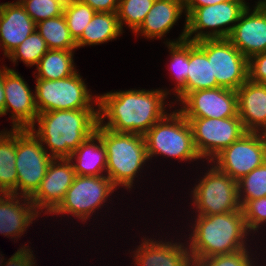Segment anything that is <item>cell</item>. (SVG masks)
<instances>
[{"label":"cell","instance_id":"cell-13","mask_svg":"<svg viewBox=\"0 0 266 266\" xmlns=\"http://www.w3.org/2000/svg\"><path fill=\"white\" fill-rule=\"evenodd\" d=\"M215 160V161H214ZM266 161V139L260 132H246L217 154L211 162L238 181Z\"/></svg>","mask_w":266,"mask_h":266},{"label":"cell","instance_id":"cell-12","mask_svg":"<svg viewBox=\"0 0 266 266\" xmlns=\"http://www.w3.org/2000/svg\"><path fill=\"white\" fill-rule=\"evenodd\" d=\"M191 126L196 151L208 163L247 131L239 116L228 118H186Z\"/></svg>","mask_w":266,"mask_h":266},{"label":"cell","instance_id":"cell-42","mask_svg":"<svg viewBox=\"0 0 266 266\" xmlns=\"http://www.w3.org/2000/svg\"><path fill=\"white\" fill-rule=\"evenodd\" d=\"M257 4L259 5H262V6H266V0H259L258 2H256Z\"/></svg>","mask_w":266,"mask_h":266},{"label":"cell","instance_id":"cell-15","mask_svg":"<svg viewBox=\"0 0 266 266\" xmlns=\"http://www.w3.org/2000/svg\"><path fill=\"white\" fill-rule=\"evenodd\" d=\"M5 105L4 115L10 110L12 128L30 129L36 121L38 110L35 95L24 79L11 68L4 66Z\"/></svg>","mask_w":266,"mask_h":266},{"label":"cell","instance_id":"cell-41","mask_svg":"<svg viewBox=\"0 0 266 266\" xmlns=\"http://www.w3.org/2000/svg\"><path fill=\"white\" fill-rule=\"evenodd\" d=\"M3 85H4V67L0 69V116L4 115V105H5V90Z\"/></svg>","mask_w":266,"mask_h":266},{"label":"cell","instance_id":"cell-31","mask_svg":"<svg viewBox=\"0 0 266 266\" xmlns=\"http://www.w3.org/2000/svg\"><path fill=\"white\" fill-rule=\"evenodd\" d=\"M96 11L79 0H66L63 15L66 19L71 37L76 42L84 28L92 20Z\"/></svg>","mask_w":266,"mask_h":266},{"label":"cell","instance_id":"cell-14","mask_svg":"<svg viewBox=\"0 0 266 266\" xmlns=\"http://www.w3.org/2000/svg\"><path fill=\"white\" fill-rule=\"evenodd\" d=\"M177 109L185 118H228L238 116L237 93L222 87L188 93Z\"/></svg>","mask_w":266,"mask_h":266},{"label":"cell","instance_id":"cell-20","mask_svg":"<svg viewBox=\"0 0 266 266\" xmlns=\"http://www.w3.org/2000/svg\"><path fill=\"white\" fill-rule=\"evenodd\" d=\"M38 215L39 213L35 210L30 197L0 193L1 234L11 238H19L26 232V228L32 224V221L38 218Z\"/></svg>","mask_w":266,"mask_h":266},{"label":"cell","instance_id":"cell-33","mask_svg":"<svg viewBox=\"0 0 266 266\" xmlns=\"http://www.w3.org/2000/svg\"><path fill=\"white\" fill-rule=\"evenodd\" d=\"M238 191L241 205L266 196V161L238 180Z\"/></svg>","mask_w":266,"mask_h":266},{"label":"cell","instance_id":"cell-27","mask_svg":"<svg viewBox=\"0 0 266 266\" xmlns=\"http://www.w3.org/2000/svg\"><path fill=\"white\" fill-rule=\"evenodd\" d=\"M73 50H48L36 65V79L57 80L70 77L77 72Z\"/></svg>","mask_w":266,"mask_h":266},{"label":"cell","instance_id":"cell-4","mask_svg":"<svg viewBox=\"0 0 266 266\" xmlns=\"http://www.w3.org/2000/svg\"><path fill=\"white\" fill-rule=\"evenodd\" d=\"M95 132L106 148V175L116 188L130 191L142 165L149 160L144 135L114 132L99 124Z\"/></svg>","mask_w":266,"mask_h":266},{"label":"cell","instance_id":"cell-17","mask_svg":"<svg viewBox=\"0 0 266 266\" xmlns=\"http://www.w3.org/2000/svg\"><path fill=\"white\" fill-rule=\"evenodd\" d=\"M241 13L228 39L247 58L266 51V6L256 3Z\"/></svg>","mask_w":266,"mask_h":266},{"label":"cell","instance_id":"cell-7","mask_svg":"<svg viewBox=\"0 0 266 266\" xmlns=\"http://www.w3.org/2000/svg\"><path fill=\"white\" fill-rule=\"evenodd\" d=\"M34 95L38 113L94 109L93 103L98 105V96L93 97L78 71L63 79H36Z\"/></svg>","mask_w":266,"mask_h":266},{"label":"cell","instance_id":"cell-24","mask_svg":"<svg viewBox=\"0 0 266 266\" xmlns=\"http://www.w3.org/2000/svg\"><path fill=\"white\" fill-rule=\"evenodd\" d=\"M218 88L217 80H212L211 61L195 44L189 41V67L185 85L175 94L180 101L190 92Z\"/></svg>","mask_w":266,"mask_h":266},{"label":"cell","instance_id":"cell-5","mask_svg":"<svg viewBox=\"0 0 266 266\" xmlns=\"http://www.w3.org/2000/svg\"><path fill=\"white\" fill-rule=\"evenodd\" d=\"M148 158L164 155L181 161L202 159L196 151L188 120L175 110L156 122L145 134Z\"/></svg>","mask_w":266,"mask_h":266},{"label":"cell","instance_id":"cell-11","mask_svg":"<svg viewBox=\"0 0 266 266\" xmlns=\"http://www.w3.org/2000/svg\"><path fill=\"white\" fill-rule=\"evenodd\" d=\"M195 44L211 61L212 80L218 87L236 91L248 80V59L228 38L203 39Z\"/></svg>","mask_w":266,"mask_h":266},{"label":"cell","instance_id":"cell-23","mask_svg":"<svg viewBox=\"0 0 266 266\" xmlns=\"http://www.w3.org/2000/svg\"><path fill=\"white\" fill-rule=\"evenodd\" d=\"M68 159L75 175L103 176V172H106V148L96 132L74 150Z\"/></svg>","mask_w":266,"mask_h":266},{"label":"cell","instance_id":"cell-36","mask_svg":"<svg viewBox=\"0 0 266 266\" xmlns=\"http://www.w3.org/2000/svg\"><path fill=\"white\" fill-rule=\"evenodd\" d=\"M243 217L250 233L258 232L262 223L266 224V196L245 201L241 205ZM252 231V232H251Z\"/></svg>","mask_w":266,"mask_h":266},{"label":"cell","instance_id":"cell-43","mask_svg":"<svg viewBox=\"0 0 266 266\" xmlns=\"http://www.w3.org/2000/svg\"><path fill=\"white\" fill-rule=\"evenodd\" d=\"M262 136L266 139V127L265 129L261 132Z\"/></svg>","mask_w":266,"mask_h":266},{"label":"cell","instance_id":"cell-8","mask_svg":"<svg viewBox=\"0 0 266 266\" xmlns=\"http://www.w3.org/2000/svg\"><path fill=\"white\" fill-rule=\"evenodd\" d=\"M46 148L30 129H16L17 195L31 197L40 187L54 159Z\"/></svg>","mask_w":266,"mask_h":266},{"label":"cell","instance_id":"cell-1","mask_svg":"<svg viewBox=\"0 0 266 266\" xmlns=\"http://www.w3.org/2000/svg\"><path fill=\"white\" fill-rule=\"evenodd\" d=\"M168 94L165 89H131L100 94L98 124L114 132L144 135L168 114L164 109L168 105L165 104Z\"/></svg>","mask_w":266,"mask_h":266},{"label":"cell","instance_id":"cell-37","mask_svg":"<svg viewBox=\"0 0 266 266\" xmlns=\"http://www.w3.org/2000/svg\"><path fill=\"white\" fill-rule=\"evenodd\" d=\"M248 80L266 84V51L248 59Z\"/></svg>","mask_w":266,"mask_h":266},{"label":"cell","instance_id":"cell-26","mask_svg":"<svg viewBox=\"0 0 266 266\" xmlns=\"http://www.w3.org/2000/svg\"><path fill=\"white\" fill-rule=\"evenodd\" d=\"M16 129L0 137V193L17 195Z\"/></svg>","mask_w":266,"mask_h":266},{"label":"cell","instance_id":"cell-18","mask_svg":"<svg viewBox=\"0 0 266 266\" xmlns=\"http://www.w3.org/2000/svg\"><path fill=\"white\" fill-rule=\"evenodd\" d=\"M36 23L20 2L0 3V47L8 57L31 33Z\"/></svg>","mask_w":266,"mask_h":266},{"label":"cell","instance_id":"cell-35","mask_svg":"<svg viewBox=\"0 0 266 266\" xmlns=\"http://www.w3.org/2000/svg\"><path fill=\"white\" fill-rule=\"evenodd\" d=\"M248 248L240 251L196 259L193 266H255Z\"/></svg>","mask_w":266,"mask_h":266},{"label":"cell","instance_id":"cell-29","mask_svg":"<svg viewBox=\"0 0 266 266\" xmlns=\"http://www.w3.org/2000/svg\"><path fill=\"white\" fill-rule=\"evenodd\" d=\"M167 47L171 53L170 68L174 74L176 94L186 83L189 67V41L185 39H177L176 41H166Z\"/></svg>","mask_w":266,"mask_h":266},{"label":"cell","instance_id":"cell-28","mask_svg":"<svg viewBox=\"0 0 266 266\" xmlns=\"http://www.w3.org/2000/svg\"><path fill=\"white\" fill-rule=\"evenodd\" d=\"M36 30L49 50H75L76 42L70 35L64 15L49 18L36 24Z\"/></svg>","mask_w":266,"mask_h":266},{"label":"cell","instance_id":"cell-25","mask_svg":"<svg viewBox=\"0 0 266 266\" xmlns=\"http://www.w3.org/2000/svg\"><path fill=\"white\" fill-rule=\"evenodd\" d=\"M116 12H96L76 41L77 49L86 45H99L115 40L122 34Z\"/></svg>","mask_w":266,"mask_h":266},{"label":"cell","instance_id":"cell-19","mask_svg":"<svg viewBox=\"0 0 266 266\" xmlns=\"http://www.w3.org/2000/svg\"><path fill=\"white\" fill-rule=\"evenodd\" d=\"M145 238L133 251L135 266H193L188 245Z\"/></svg>","mask_w":266,"mask_h":266},{"label":"cell","instance_id":"cell-30","mask_svg":"<svg viewBox=\"0 0 266 266\" xmlns=\"http://www.w3.org/2000/svg\"><path fill=\"white\" fill-rule=\"evenodd\" d=\"M155 0H119L117 17L121 30L126 24L135 32L144 22Z\"/></svg>","mask_w":266,"mask_h":266},{"label":"cell","instance_id":"cell-2","mask_svg":"<svg viewBox=\"0 0 266 266\" xmlns=\"http://www.w3.org/2000/svg\"><path fill=\"white\" fill-rule=\"evenodd\" d=\"M97 124L98 109L54 110L39 113L30 131L48 146L50 156L69 158L95 132Z\"/></svg>","mask_w":266,"mask_h":266},{"label":"cell","instance_id":"cell-10","mask_svg":"<svg viewBox=\"0 0 266 266\" xmlns=\"http://www.w3.org/2000/svg\"><path fill=\"white\" fill-rule=\"evenodd\" d=\"M116 189L107 175H75L63 201L51 214H71L82 220L81 222L87 221L92 213L102 208L101 206L107 202L109 195Z\"/></svg>","mask_w":266,"mask_h":266},{"label":"cell","instance_id":"cell-38","mask_svg":"<svg viewBox=\"0 0 266 266\" xmlns=\"http://www.w3.org/2000/svg\"><path fill=\"white\" fill-rule=\"evenodd\" d=\"M24 245L12 255L2 266H36V260L33 251ZM35 261V262H34Z\"/></svg>","mask_w":266,"mask_h":266},{"label":"cell","instance_id":"cell-6","mask_svg":"<svg viewBox=\"0 0 266 266\" xmlns=\"http://www.w3.org/2000/svg\"><path fill=\"white\" fill-rule=\"evenodd\" d=\"M247 4L245 0H228L196 8L185 18L183 32L178 38L192 42L203 39L228 38L241 13L247 8ZM227 25L230 26L226 27ZM208 28L211 31H204Z\"/></svg>","mask_w":266,"mask_h":266},{"label":"cell","instance_id":"cell-34","mask_svg":"<svg viewBox=\"0 0 266 266\" xmlns=\"http://www.w3.org/2000/svg\"><path fill=\"white\" fill-rule=\"evenodd\" d=\"M66 0H21V5L37 24L40 21L61 16Z\"/></svg>","mask_w":266,"mask_h":266},{"label":"cell","instance_id":"cell-40","mask_svg":"<svg viewBox=\"0 0 266 266\" xmlns=\"http://www.w3.org/2000/svg\"><path fill=\"white\" fill-rule=\"evenodd\" d=\"M228 0H184L186 17L196 8L218 4Z\"/></svg>","mask_w":266,"mask_h":266},{"label":"cell","instance_id":"cell-3","mask_svg":"<svg viewBox=\"0 0 266 266\" xmlns=\"http://www.w3.org/2000/svg\"><path fill=\"white\" fill-rule=\"evenodd\" d=\"M187 240L191 260L230 254L246 249L249 233L242 210L214 215H197Z\"/></svg>","mask_w":266,"mask_h":266},{"label":"cell","instance_id":"cell-44","mask_svg":"<svg viewBox=\"0 0 266 266\" xmlns=\"http://www.w3.org/2000/svg\"><path fill=\"white\" fill-rule=\"evenodd\" d=\"M0 255H1V257L3 256L2 254H0ZM1 257H0V266H2V263L4 262V261H3L4 258H3V257L1 258Z\"/></svg>","mask_w":266,"mask_h":266},{"label":"cell","instance_id":"cell-32","mask_svg":"<svg viewBox=\"0 0 266 266\" xmlns=\"http://www.w3.org/2000/svg\"><path fill=\"white\" fill-rule=\"evenodd\" d=\"M49 50L45 40L35 30L9 56L14 64L21 60L27 66L37 65L42 56Z\"/></svg>","mask_w":266,"mask_h":266},{"label":"cell","instance_id":"cell-21","mask_svg":"<svg viewBox=\"0 0 266 266\" xmlns=\"http://www.w3.org/2000/svg\"><path fill=\"white\" fill-rule=\"evenodd\" d=\"M238 116L247 132L266 127V84L247 80L237 90Z\"/></svg>","mask_w":266,"mask_h":266},{"label":"cell","instance_id":"cell-9","mask_svg":"<svg viewBox=\"0 0 266 266\" xmlns=\"http://www.w3.org/2000/svg\"><path fill=\"white\" fill-rule=\"evenodd\" d=\"M211 166L191 191L197 215L209 216L240 210L238 181L214 164Z\"/></svg>","mask_w":266,"mask_h":266},{"label":"cell","instance_id":"cell-16","mask_svg":"<svg viewBox=\"0 0 266 266\" xmlns=\"http://www.w3.org/2000/svg\"><path fill=\"white\" fill-rule=\"evenodd\" d=\"M74 177L75 171L68 158H54L48 166L40 187L30 197L35 210L39 214L43 210L51 214L63 201Z\"/></svg>","mask_w":266,"mask_h":266},{"label":"cell","instance_id":"cell-22","mask_svg":"<svg viewBox=\"0 0 266 266\" xmlns=\"http://www.w3.org/2000/svg\"><path fill=\"white\" fill-rule=\"evenodd\" d=\"M184 0H155L144 22L134 32L147 39L161 38L169 33L185 11Z\"/></svg>","mask_w":266,"mask_h":266},{"label":"cell","instance_id":"cell-45","mask_svg":"<svg viewBox=\"0 0 266 266\" xmlns=\"http://www.w3.org/2000/svg\"><path fill=\"white\" fill-rule=\"evenodd\" d=\"M7 130L1 131L0 132V137L6 132Z\"/></svg>","mask_w":266,"mask_h":266},{"label":"cell","instance_id":"cell-39","mask_svg":"<svg viewBox=\"0 0 266 266\" xmlns=\"http://www.w3.org/2000/svg\"><path fill=\"white\" fill-rule=\"evenodd\" d=\"M89 5L96 12L112 13L117 12L119 0H79Z\"/></svg>","mask_w":266,"mask_h":266}]
</instances>
